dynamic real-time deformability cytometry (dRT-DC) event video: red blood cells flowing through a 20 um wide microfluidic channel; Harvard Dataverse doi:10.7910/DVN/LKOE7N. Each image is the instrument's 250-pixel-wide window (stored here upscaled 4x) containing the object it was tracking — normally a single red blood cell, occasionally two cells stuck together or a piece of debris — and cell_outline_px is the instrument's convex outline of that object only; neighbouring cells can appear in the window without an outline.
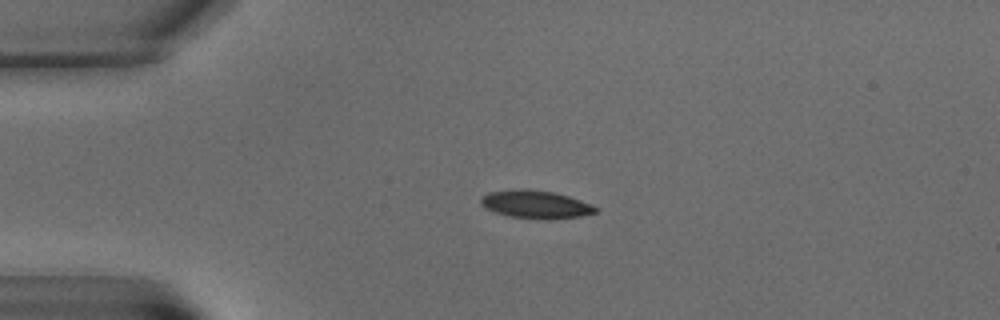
{"species": "common noctule bat (a hibernating species)", "species_latin": "Nyctalus noctula", "temperature_condition": "warm", "stored_images_in_passage": 6, "camera_frame_rate_fps": 3000, "um_per_image_px": 0.085, "animal": {"sex": "male", "body_mass_g": 15.6}, "frame": {"image": 1, "passage_image": 4, "time_ms": 3.667, "image_size_px": [1000, 320], "cell_outline_px": [[600, 208], [596, 212], [580, 216], [548, 220], [508, 216], [484, 208], [480, 204], [480, 200], [488, 192], [520, 188], [528, 188], [552, 192], [568, 196], [592, 204]], "centroid_in_image_um": [45.53, 17.37], "position_along_channel_um": 39.5, "area_um2": 18.84}}